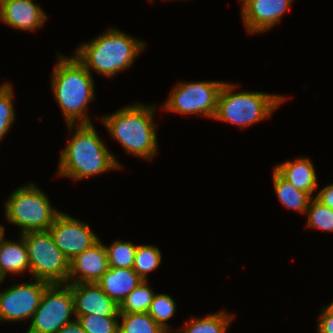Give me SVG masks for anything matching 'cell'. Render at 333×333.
<instances>
[{"mask_svg":"<svg viewBox=\"0 0 333 333\" xmlns=\"http://www.w3.org/2000/svg\"><path fill=\"white\" fill-rule=\"evenodd\" d=\"M74 297V316L119 317V306L96 284L68 283Z\"/></svg>","mask_w":333,"mask_h":333,"instance_id":"13","label":"cell"},{"mask_svg":"<svg viewBox=\"0 0 333 333\" xmlns=\"http://www.w3.org/2000/svg\"><path fill=\"white\" fill-rule=\"evenodd\" d=\"M224 82L200 81L181 82L172 89L163 110L179 114H201L214 118L217 100Z\"/></svg>","mask_w":333,"mask_h":333,"instance_id":"9","label":"cell"},{"mask_svg":"<svg viewBox=\"0 0 333 333\" xmlns=\"http://www.w3.org/2000/svg\"><path fill=\"white\" fill-rule=\"evenodd\" d=\"M4 232H5L4 226L0 225V240L4 236Z\"/></svg>","mask_w":333,"mask_h":333,"instance_id":"32","label":"cell"},{"mask_svg":"<svg viewBox=\"0 0 333 333\" xmlns=\"http://www.w3.org/2000/svg\"><path fill=\"white\" fill-rule=\"evenodd\" d=\"M307 212L308 227L333 232V210L331 208L321 203L316 197H312L308 205Z\"/></svg>","mask_w":333,"mask_h":333,"instance_id":"25","label":"cell"},{"mask_svg":"<svg viewBox=\"0 0 333 333\" xmlns=\"http://www.w3.org/2000/svg\"><path fill=\"white\" fill-rule=\"evenodd\" d=\"M35 184L16 189L4 206L7 220L19 226L21 233L48 230L60 213Z\"/></svg>","mask_w":333,"mask_h":333,"instance_id":"6","label":"cell"},{"mask_svg":"<svg viewBox=\"0 0 333 333\" xmlns=\"http://www.w3.org/2000/svg\"><path fill=\"white\" fill-rule=\"evenodd\" d=\"M5 279V277L2 275L1 269H0V283L3 282V280Z\"/></svg>","mask_w":333,"mask_h":333,"instance_id":"33","label":"cell"},{"mask_svg":"<svg viewBox=\"0 0 333 333\" xmlns=\"http://www.w3.org/2000/svg\"><path fill=\"white\" fill-rule=\"evenodd\" d=\"M35 281L14 285L0 292V321L32 319L45 289L50 285L43 280Z\"/></svg>","mask_w":333,"mask_h":333,"instance_id":"10","label":"cell"},{"mask_svg":"<svg viewBox=\"0 0 333 333\" xmlns=\"http://www.w3.org/2000/svg\"><path fill=\"white\" fill-rule=\"evenodd\" d=\"M242 19L247 33L271 29L290 9L293 0H241Z\"/></svg>","mask_w":333,"mask_h":333,"instance_id":"12","label":"cell"},{"mask_svg":"<svg viewBox=\"0 0 333 333\" xmlns=\"http://www.w3.org/2000/svg\"><path fill=\"white\" fill-rule=\"evenodd\" d=\"M115 168L121 167L93 124H79L60 155L57 175L82 180Z\"/></svg>","mask_w":333,"mask_h":333,"instance_id":"2","label":"cell"},{"mask_svg":"<svg viewBox=\"0 0 333 333\" xmlns=\"http://www.w3.org/2000/svg\"><path fill=\"white\" fill-rule=\"evenodd\" d=\"M20 242L0 240V269L2 275L6 278L7 272L18 274L25 270L30 272V263L26 242L21 234Z\"/></svg>","mask_w":333,"mask_h":333,"instance_id":"18","label":"cell"},{"mask_svg":"<svg viewBox=\"0 0 333 333\" xmlns=\"http://www.w3.org/2000/svg\"><path fill=\"white\" fill-rule=\"evenodd\" d=\"M273 184L279 201L287 208L307 213L312 197L285 180L275 169L273 171Z\"/></svg>","mask_w":333,"mask_h":333,"instance_id":"19","label":"cell"},{"mask_svg":"<svg viewBox=\"0 0 333 333\" xmlns=\"http://www.w3.org/2000/svg\"><path fill=\"white\" fill-rule=\"evenodd\" d=\"M332 312H333V301L331 304H329V306H327Z\"/></svg>","mask_w":333,"mask_h":333,"instance_id":"34","label":"cell"},{"mask_svg":"<svg viewBox=\"0 0 333 333\" xmlns=\"http://www.w3.org/2000/svg\"><path fill=\"white\" fill-rule=\"evenodd\" d=\"M13 88L9 83H4L0 88V140L4 138L12 126L15 118L13 106Z\"/></svg>","mask_w":333,"mask_h":333,"instance_id":"27","label":"cell"},{"mask_svg":"<svg viewBox=\"0 0 333 333\" xmlns=\"http://www.w3.org/2000/svg\"><path fill=\"white\" fill-rule=\"evenodd\" d=\"M234 315L219 311L203 318H192L181 331L175 333H225Z\"/></svg>","mask_w":333,"mask_h":333,"instance_id":"20","label":"cell"},{"mask_svg":"<svg viewBox=\"0 0 333 333\" xmlns=\"http://www.w3.org/2000/svg\"><path fill=\"white\" fill-rule=\"evenodd\" d=\"M316 198L333 210V183L321 189L316 195Z\"/></svg>","mask_w":333,"mask_h":333,"instance_id":"30","label":"cell"},{"mask_svg":"<svg viewBox=\"0 0 333 333\" xmlns=\"http://www.w3.org/2000/svg\"><path fill=\"white\" fill-rule=\"evenodd\" d=\"M143 282L133 268L109 267L96 283L118 306Z\"/></svg>","mask_w":333,"mask_h":333,"instance_id":"16","label":"cell"},{"mask_svg":"<svg viewBox=\"0 0 333 333\" xmlns=\"http://www.w3.org/2000/svg\"><path fill=\"white\" fill-rule=\"evenodd\" d=\"M45 14L33 0H0V20L15 29L36 30L47 20Z\"/></svg>","mask_w":333,"mask_h":333,"instance_id":"15","label":"cell"},{"mask_svg":"<svg viewBox=\"0 0 333 333\" xmlns=\"http://www.w3.org/2000/svg\"><path fill=\"white\" fill-rule=\"evenodd\" d=\"M26 242L30 273L50 284H68L70 260L56 246L49 230L22 234Z\"/></svg>","mask_w":333,"mask_h":333,"instance_id":"7","label":"cell"},{"mask_svg":"<svg viewBox=\"0 0 333 333\" xmlns=\"http://www.w3.org/2000/svg\"><path fill=\"white\" fill-rule=\"evenodd\" d=\"M160 249L153 245H137L133 270L144 280L147 273L159 267L161 262Z\"/></svg>","mask_w":333,"mask_h":333,"instance_id":"23","label":"cell"},{"mask_svg":"<svg viewBox=\"0 0 333 333\" xmlns=\"http://www.w3.org/2000/svg\"><path fill=\"white\" fill-rule=\"evenodd\" d=\"M57 333H88V332L83 329L82 325L76 319L64 325Z\"/></svg>","mask_w":333,"mask_h":333,"instance_id":"31","label":"cell"},{"mask_svg":"<svg viewBox=\"0 0 333 333\" xmlns=\"http://www.w3.org/2000/svg\"><path fill=\"white\" fill-rule=\"evenodd\" d=\"M144 46L142 41L111 28L92 41L81 44L76 48L75 56L90 73L93 69L111 78L129 68Z\"/></svg>","mask_w":333,"mask_h":333,"instance_id":"4","label":"cell"},{"mask_svg":"<svg viewBox=\"0 0 333 333\" xmlns=\"http://www.w3.org/2000/svg\"><path fill=\"white\" fill-rule=\"evenodd\" d=\"M175 310L176 304L169 295L154 294L148 314L169 333L170 330L166 321L171 319Z\"/></svg>","mask_w":333,"mask_h":333,"instance_id":"26","label":"cell"},{"mask_svg":"<svg viewBox=\"0 0 333 333\" xmlns=\"http://www.w3.org/2000/svg\"><path fill=\"white\" fill-rule=\"evenodd\" d=\"M318 322V333H333V312L326 306L323 307Z\"/></svg>","mask_w":333,"mask_h":333,"instance_id":"29","label":"cell"},{"mask_svg":"<svg viewBox=\"0 0 333 333\" xmlns=\"http://www.w3.org/2000/svg\"><path fill=\"white\" fill-rule=\"evenodd\" d=\"M155 106L134 104L100 119L110 135L133 155L151 160L157 153Z\"/></svg>","mask_w":333,"mask_h":333,"instance_id":"3","label":"cell"},{"mask_svg":"<svg viewBox=\"0 0 333 333\" xmlns=\"http://www.w3.org/2000/svg\"><path fill=\"white\" fill-rule=\"evenodd\" d=\"M119 318L98 315L76 316L83 329L88 333H119Z\"/></svg>","mask_w":333,"mask_h":333,"instance_id":"28","label":"cell"},{"mask_svg":"<svg viewBox=\"0 0 333 333\" xmlns=\"http://www.w3.org/2000/svg\"><path fill=\"white\" fill-rule=\"evenodd\" d=\"M147 280L139 284L119 306L120 314L148 313L154 292L147 285Z\"/></svg>","mask_w":333,"mask_h":333,"instance_id":"22","label":"cell"},{"mask_svg":"<svg viewBox=\"0 0 333 333\" xmlns=\"http://www.w3.org/2000/svg\"><path fill=\"white\" fill-rule=\"evenodd\" d=\"M235 88L234 84L224 82L218 95L213 119L244 128L269 118L276 107L285 100L284 96L262 92L233 93Z\"/></svg>","mask_w":333,"mask_h":333,"instance_id":"5","label":"cell"},{"mask_svg":"<svg viewBox=\"0 0 333 333\" xmlns=\"http://www.w3.org/2000/svg\"><path fill=\"white\" fill-rule=\"evenodd\" d=\"M92 74L76 56H58L52 73V90L62 110L70 132L75 123L92 124L87 115V104L94 98Z\"/></svg>","mask_w":333,"mask_h":333,"instance_id":"1","label":"cell"},{"mask_svg":"<svg viewBox=\"0 0 333 333\" xmlns=\"http://www.w3.org/2000/svg\"><path fill=\"white\" fill-rule=\"evenodd\" d=\"M74 297L67 284H50L44 291L39 307L33 314L26 333H57L72 322Z\"/></svg>","mask_w":333,"mask_h":333,"instance_id":"8","label":"cell"},{"mask_svg":"<svg viewBox=\"0 0 333 333\" xmlns=\"http://www.w3.org/2000/svg\"><path fill=\"white\" fill-rule=\"evenodd\" d=\"M285 180L296 189L308 193L311 197L317 189V175L313 163L308 158L285 161L274 168Z\"/></svg>","mask_w":333,"mask_h":333,"instance_id":"17","label":"cell"},{"mask_svg":"<svg viewBox=\"0 0 333 333\" xmlns=\"http://www.w3.org/2000/svg\"><path fill=\"white\" fill-rule=\"evenodd\" d=\"M108 269L105 245L98 240L70 261L68 283H97Z\"/></svg>","mask_w":333,"mask_h":333,"instance_id":"14","label":"cell"},{"mask_svg":"<svg viewBox=\"0 0 333 333\" xmlns=\"http://www.w3.org/2000/svg\"><path fill=\"white\" fill-rule=\"evenodd\" d=\"M109 267L132 268L137 245L116 240L110 247L105 246Z\"/></svg>","mask_w":333,"mask_h":333,"instance_id":"24","label":"cell"},{"mask_svg":"<svg viewBox=\"0 0 333 333\" xmlns=\"http://www.w3.org/2000/svg\"><path fill=\"white\" fill-rule=\"evenodd\" d=\"M119 317L122 321L119 333H168L148 313L119 314Z\"/></svg>","mask_w":333,"mask_h":333,"instance_id":"21","label":"cell"},{"mask_svg":"<svg viewBox=\"0 0 333 333\" xmlns=\"http://www.w3.org/2000/svg\"><path fill=\"white\" fill-rule=\"evenodd\" d=\"M48 230L56 246L70 261L99 240L88 224L62 212Z\"/></svg>","mask_w":333,"mask_h":333,"instance_id":"11","label":"cell"}]
</instances>
